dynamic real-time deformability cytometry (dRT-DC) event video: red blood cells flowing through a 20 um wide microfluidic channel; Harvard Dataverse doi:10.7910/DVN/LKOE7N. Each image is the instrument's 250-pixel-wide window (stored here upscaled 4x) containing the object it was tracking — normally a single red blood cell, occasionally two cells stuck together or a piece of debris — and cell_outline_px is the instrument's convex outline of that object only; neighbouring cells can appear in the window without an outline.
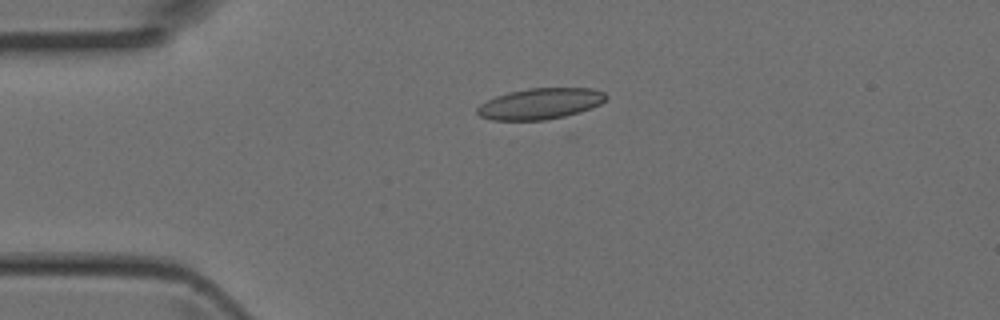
{"species": "Egyptian fruit bat (a non-hibernating species)", "species_latin": "Rousettus aegyptiacus", "temperature_condition": "room temperature", "stored_images_in_passage": 3, "camera_frame_rate_fps": 3000, "um_per_image_px": 0.085, "animal": {"sex": "female"}, "frame": {"image": 1, "passage_image": 1, "time_ms": 0.0, "image_size_px": [1000, 320], "cell_outline_px": [[608, 96], [600, 104], [592, 108], [580, 112], [564, 116], [544, 120], [492, 120], [480, 116], [476, 112], [476, 108], [480, 104], [496, 96], [508, 92], [528, 88], [592, 88], [604, 92]], "centroid_in_image_um": [45.92, 8.81], "position_along_channel_um": 39.1, "area_um2": 23.29}}
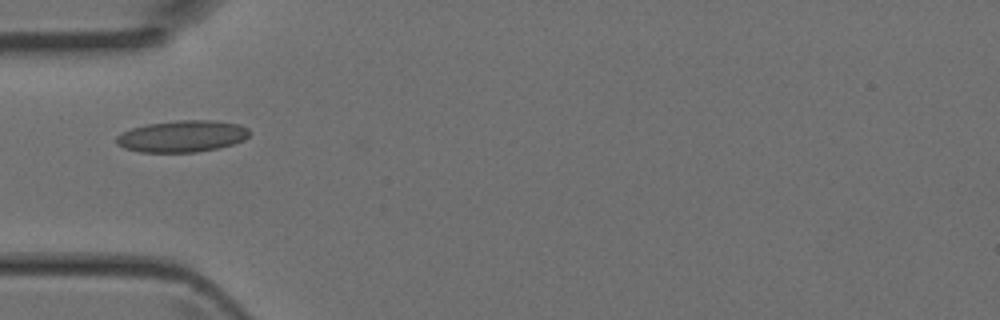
{"frame": {"image": 2, "passage_image": 2, "time_ms": 0.333, "image_size_px": [1000, 320], "cell_outline_px": [[252, 132], [244, 140], [220, 148], [196, 152], [140, 152], [124, 148], [116, 144], [116, 136], [132, 128], [148, 124], [176, 120], [212, 120], [240, 124], [248, 128]], "centroid_in_image_um": [15.52, 11.58], "position_along_channel_um": 69.5, "area_um2": 24.68}}
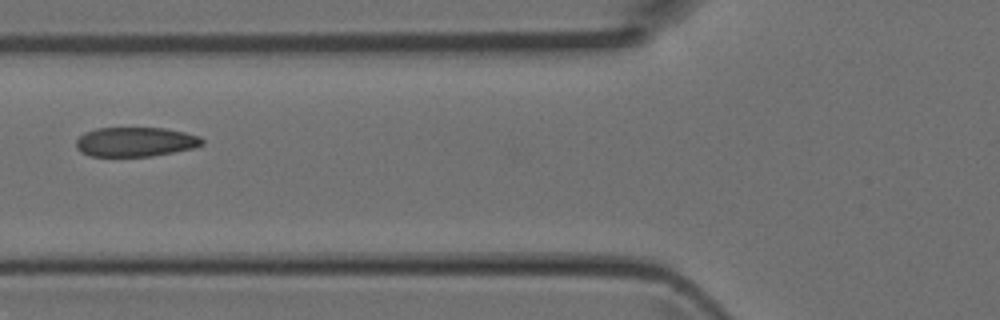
{"frame": {"image": 3, "passage_image": 3, "time_ms": 0.667, "image_size_px": [1000, 320], "cell_outline_px": [[204, 144], [192, 148], [152, 156], [92, 156], [80, 152], [76, 148], [76, 140], [84, 132], [96, 128], [164, 128], [184, 132], [200, 136], [204, 140]], "centroid_in_image_um": [11.49, 12.05], "position_along_channel_um": 114.3, "area_um2": 21.62}}